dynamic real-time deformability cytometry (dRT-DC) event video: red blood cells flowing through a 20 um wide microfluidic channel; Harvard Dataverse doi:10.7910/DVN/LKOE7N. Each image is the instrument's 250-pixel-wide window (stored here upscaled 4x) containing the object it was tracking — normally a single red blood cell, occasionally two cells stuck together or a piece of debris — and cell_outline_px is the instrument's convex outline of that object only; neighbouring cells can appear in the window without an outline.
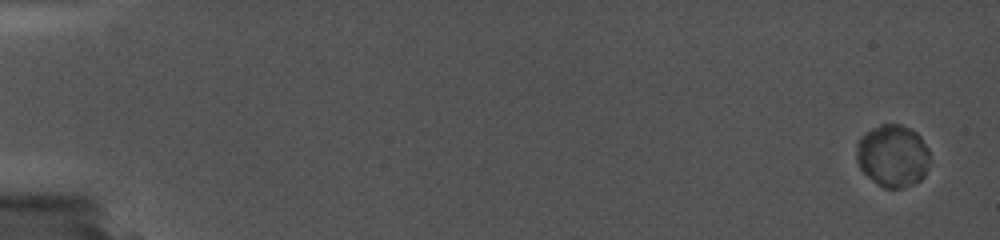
{"species": "common noctule bat (a hibernating species)", "species_latin": "Nyctalus noctula", "temperature_condition": "cold", "stored_images_in_passage": 5, "camera_frame_rate_fps": 5000, "um_per_image_px": 0.085, "animal": {"sex": "female", "body_mass_g": 19.0, "forearm_length_mm": 56.7}, "frame": {"image": 1, "passage_image": 1, "time_ms": 0.0, "image_size_px": [1000, 240], "cell_outline_px": [[928, 168], [924, 176], [920, 180], [912, 184], [900, 188], [884, 188], [868, 176], [860, 168], [856, 160], [856, 144], [872, 128], [880, 124], [900, 124], [916, 132], [920, 136], [928, 148]], "centroid_in_image_um": [75.89, 13.24], "position_along_channel_um": 9.1, "area_um2": 26.41}}